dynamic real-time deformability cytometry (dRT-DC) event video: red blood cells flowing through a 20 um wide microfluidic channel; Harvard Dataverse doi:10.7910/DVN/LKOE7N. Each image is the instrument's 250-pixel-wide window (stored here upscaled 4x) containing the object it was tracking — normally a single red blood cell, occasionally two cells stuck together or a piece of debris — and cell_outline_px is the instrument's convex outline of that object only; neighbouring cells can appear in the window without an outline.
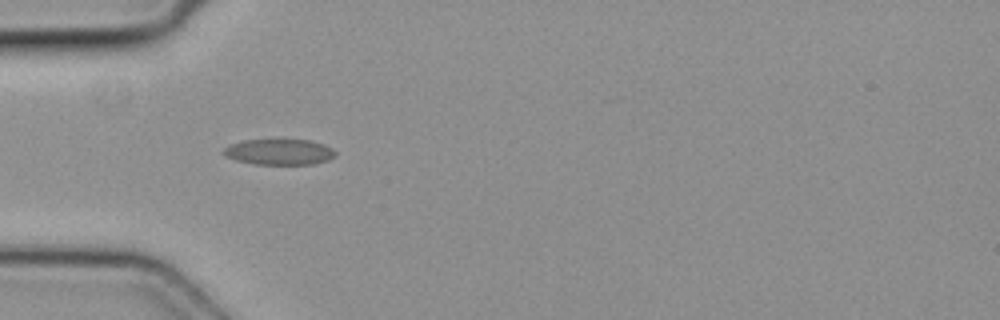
{"species": "common noctule bat (a hibernating species)", "species_latin": "Nyctalus noctula", "temperature_condition": "cold", "stored_images_in_passage": 3, "camera_frame_rate_fps": 3000, "um_per_image_px": 0.085, "animal": {"sex": "female", "body_mass_g": 19.3, "forearm_length_mm": 54.1}, "frame": {"image": 1, "passage_image": 1, "time_ms": 0.0, "image_size_px": [1000, 320], "cell_outline_px": [[336, 156], [328, 160], [312, 164], [256, 164], [236, 160], [224, 156], [220, 152], [228, 144], [244, 140], [276, 136], [308, 140], [324, 144], [332, 148], [336, 152]], "centroid_in_image_um": [23.69, 12.85], "position_along_channel_um": 61.3, "area_um2": 17.8}}
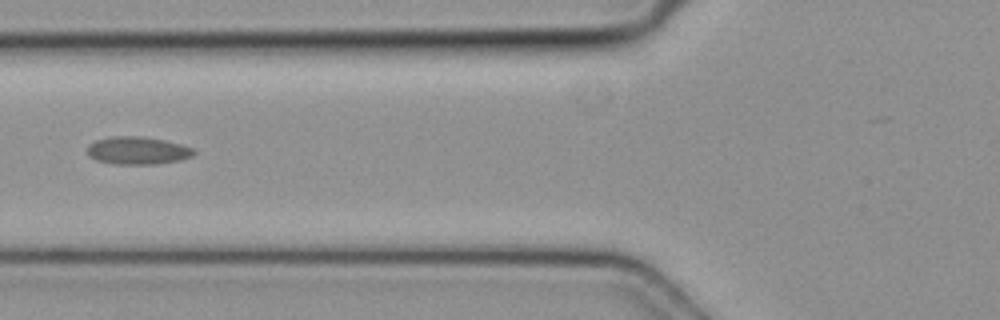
{"frame": {"image": 2, "passage_image": 2, "time_ms": 0.333, "image_size_px": [1000, 320], "cell_outline_px": [[196, 152], [192, 156], [180, 160], [156, 164], [112, 164], [96, 160], [88, 156], [88, 148], [96, 140], [112, 136], [140, 136], [164, 140], [180, 144], [192, 148]], "centroid_in_image_um": [11.7, 12.8], "position_along_channel_um": 114.1, "area_um2": 17.11}}
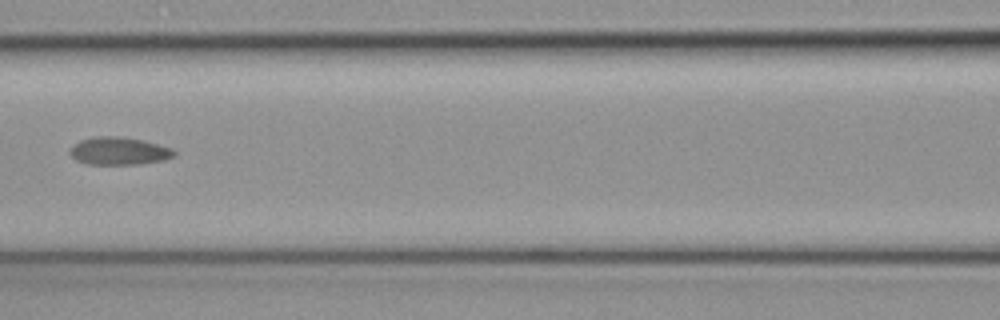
{"frame": {"image": 3, "passage_image": 3, "time_ms": 0.667, "image_size_px": [1000, 320], "cell_outline_px": [[176, 156], [164, 160], [140, 164], [88, 164], [76, 160], [68, 152], [80, 140], [96, 136], [116, 136], [140, 140], [156, 144], [168, 148], [176, 152]], "centroid_in_image_um": [10.1, 12.85], "position_along_channel_um": 156.5, "area_um2": 16.53}}